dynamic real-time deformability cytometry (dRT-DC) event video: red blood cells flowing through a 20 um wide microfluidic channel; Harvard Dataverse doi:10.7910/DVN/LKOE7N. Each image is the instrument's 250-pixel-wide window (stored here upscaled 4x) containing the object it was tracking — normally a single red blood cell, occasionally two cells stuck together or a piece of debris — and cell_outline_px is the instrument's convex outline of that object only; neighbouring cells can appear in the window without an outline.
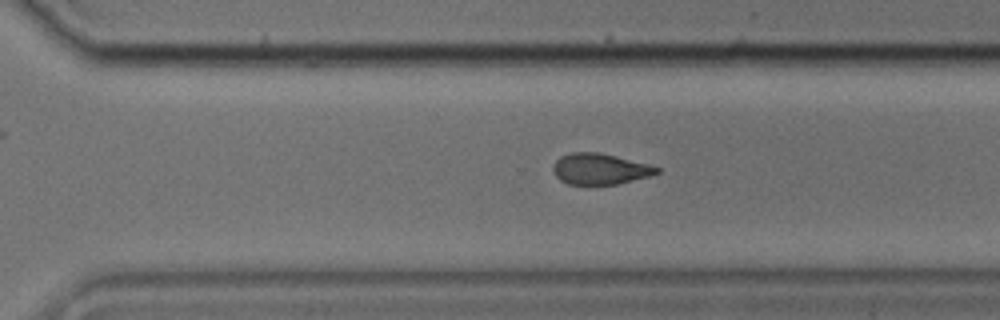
{"species": "common noctule bat (a hibernating species)", "species_latin": "Nyctalus noctula", "temperature_condition": "cold", "stored_images_in_passage": 33, "camera_frame_rate_fps": 3000, "um_per_image_px": 0.085, "animal": {"sex": "male", "body_mass_g": 17.9, "forearm_length_mm": 54.2}, "frame": {"image": 1, "passage_image": 28, "time_ms": 9.0, "image_size_px": [1000, 320], "cell_outline_px": [[660, 172], [648, 176], [616, 184], [568, 184], [560, 180], [556, 176], [552, 168], [552, 164], [560, 156], [572, 152], [600, 152], [648, 164], [660, 168]], "centroid_in_image_um": [50.96, 14.35], "position_along_channel_um": 319.6, "area_um2": 18.61}}